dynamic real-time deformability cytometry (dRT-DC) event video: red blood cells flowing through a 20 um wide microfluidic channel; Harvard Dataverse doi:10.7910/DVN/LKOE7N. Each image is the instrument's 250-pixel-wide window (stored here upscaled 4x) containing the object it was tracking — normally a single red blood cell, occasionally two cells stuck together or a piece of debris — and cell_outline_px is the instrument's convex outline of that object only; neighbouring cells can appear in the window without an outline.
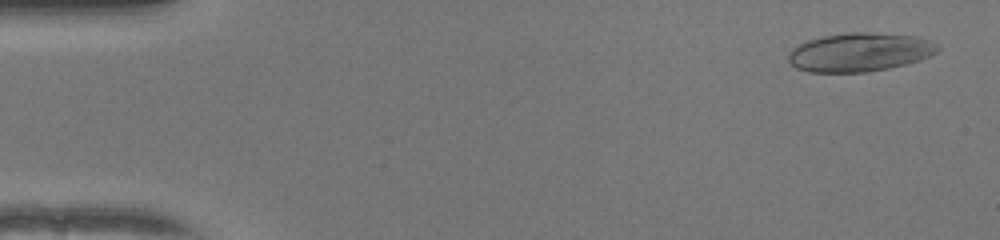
{"species": "human", "species_latin": "Homo sapiens", "temperature_condition": "warm", "stored_images_in_passage": 50, "camera_frame_rate_fps": 3000, "um_per_image_px": 0.085, "donor": {"sex": "female"}, "frame": {"image": 1, "passage_image": 2, "time_ms": 0.333, "image_size_px": [1000, 240], "cell_outline_px": [[940, 48], [936, 52], [920, 60], [888, 68], [864, 72], [808, 72], [796, 68], [788, 60], [788, 52], [792, 48], [808, 40], [824, 36], [852, 32], [872, 32], [916, 36], [928, 40], [936, 44]], "centroid_in_image_um": [73.05, 4.43], "position_along_channel_um": 12.0, "area_um2": 33.47}}
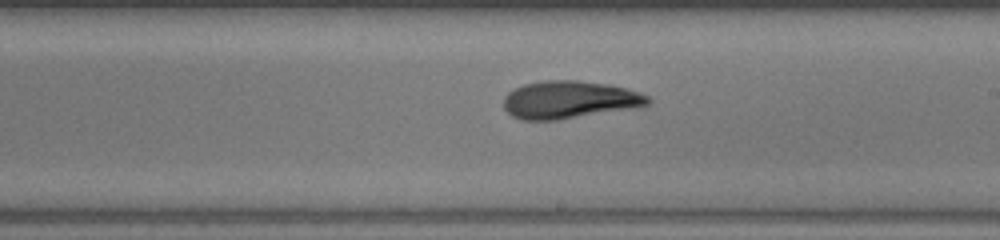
{"frame": {"image": 2, "passage_image": 29, "time_ms": 9.333, "image_size_px": [1000, 240], "cell_outline_px": [[652, 100], [648, 104], [640, 108], [556, 120], [520, 120], [512, 116], [504, 108], [504, 96], [508, 92], [524, 84], [544, 80], [580, 80], [608, 84], [628, 88], [648, 96]], "centroid_in_image_um": [48.44, 8.48], "position_along_channel_um": 240.6, "area_um2": 32.08}}
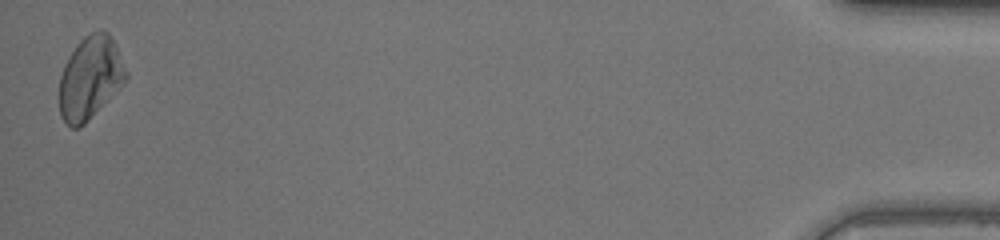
{"frame": {"image": 3, "passage_image": 50, "time_ms": 16.333, "image_size_px": [1000, 240], "cell_outline_px": [[128, 76], [120, 88], [80, 128], [72, 128], [64, 124], [60, 116], [60, 76], [64, 64], [68, 56], [76, 44], [84, 36], [100, 28], [104, 28], [112, 36], [116, 44], [128, 72]], "centroid_in_image_um": [7.67, 6.58], "position_along_channel_um": 427.5, "area_um2": 32.6}, "authors_computed_cell_mechanics": {"area_um2": 31.501, "velocity_mm_per_s": 4.048, "shape_relaxation_time_tau1_ms": 5.3342, "shape_relaxation_time_tau2_ms": 3.6734, "deformation_change_tau1": 0.1631, "deformation_change_tau2": 0.0952}}